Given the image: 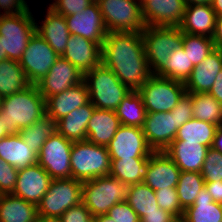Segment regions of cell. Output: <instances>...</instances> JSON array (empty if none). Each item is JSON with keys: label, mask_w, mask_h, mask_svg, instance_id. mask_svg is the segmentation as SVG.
Wrapping results in <instances>:
<instances>
[{"label": "cell", "mask_w": 222, "mask_h": 222, "mask_svg": "<svg viewBox=\"0 0 222 222\" xmlns=\"http://www.w3.org/2000/svg\"><path fill=\"white\" fill-rule=\"evenodd\" d=\"M73 141L55 132L42 146L37 163L52 179L71 178V148Z\"/></svg>", "instance_id": "cell-11"}, {"label": "cell", "mask_w": 222, "mask_h": 222, "mask_svg": "<svg viewBox=\"0 0 222 222\" xmlns=\"http://www.w3.org/2000/svg\"><path fill=\"white\" fill-rule=\"evenodd\" d=\"M35 222H62L60 217H45V216H37Z\"/></svg>", "instance_id": "cell-55"}, {"label": "cell", "mask_w": 222, "mask_h": 222, "mask_svg": "<svg viewBox=\"0 0 222 222\" xmlns=\"http://www.w3.org/2000/svg\"><path fill=\"white\" fill-rule=\"evenodd\" d=\"M36 24L30 9L16 15L0 14V39L7 59L21 60L28 41L36 31Z\"/></svg>", "instance_id": "cell-7"}, {"label": "cell", "mask_w": 222, "mask_h": 222, "mask_svg": "<svg viewBox=\"0 0 222 222\" xmlns=\"http://www.w3.org/2000/svg\"><path fill=\"white\" fill-rule=\"evenodd\" d=\"M203 187H205V180L201 172H180L176 191L179 203L184 211L193 205L199 191Z\"/></svg>", "instance_id": "cell-39"}, {"label": "cell", "mask_w": 222, "mask_h": 222, "mask_svg": "<svg viewBox=\"0 0 222 222\" xmlns=\"http://www.w3.org/2000/svg\"><path fill=\"white\" fill-rule=\"evenodd\" d=\"M57 132L56 121L48 115L35 121L32 125L19 131V135L25 144L34 152L39 154L46 140Z\"/></svg>", "instance_id": "cell-35"}, {"label": "cell", "mask_w": 222, "mask_h": 222, "mask_svg": "<svg viewBox=\"0 0 222 222\" xmlns=\"http://www.w3.org/2000/svg\"><path fill=\"white\" fill-rule=\"evenodd\" d=\"M194 67L181 46L170 53L167 63L155 75L185 83Z\"/></svg>", "instance_id": "cell-38"}, {"label": "cell", "mask_w": 222, "mask_h": 222, "mask_svg": "<svg viewBox=\"0 0 222 222\" xmlns=\"http://www.w3.org/2000/svg\"><path fill=\"white\" fill-rule=\"evenodd\" d=\"M0 157L17 170L37 164L38 154L31 150L18 134L0 139Z\"/></svg>", "instance_id": "cell-28"}, {"label": "cell", "mask_w": 222, "mask_h": 222, "mask_svg": "<svg viewBox=\"0 0 222 222\" xmlns=\"http://www.w3.org/2000/svg\"><path fill=\"white\" fill-rule=\"evenodd\" d=\"M141 33L151 73L156 74L167 63L170 53L181 47L183 32L179 26H146Z\"/></svg>", "instance_id": "cell-6"}, {"label": "cell", "mask_w": 222, "mask_h": 222, "mask_svg": "<svg viewBox=\"0 0 222 222\" xmlns=\"http://www.w3.org/2000/svg\"><path fill=\"white\" fill-rule=\"evenodd\" d=\"M142 17L146 26H179L184 18V0H143Z\"/></svg>", "instance_id": "cell-17"}, {"label": "cell", "mask_w": 222, "mask_h": 222, "mask_svg": "<svg viewBox=\"0 0 222 222\" xmlns=\"http://www.w3.org/2000/svg\"><path fill=\"white\" fill-rule=\"evenodd\" d=\"M115 222H140L137 213L127 201L115 204L107 213Z\"/></svg>", "instance_id": "cell-45"}, {"label": "cell", "mask_w": 222, "mask_h": 222, "mask_svg": "<svg viewBox=\"0 0 222 222\" xmlns=\"http://www.w3.org/2000/svg\"><path fill=\"white\" fill-rule=\"evenodd\" d=\"M25 0H0V9L4 10L2 15H16L24 13L29 9Z\"/></svg>", "instance_id": "cell-48"}, {"label": "cell", "mask_w": 222, "mask_h": 222, "mask_svg": "<svg viewBox=\"0 0 222 222\" xmlns=\"http://www.w3.org/2000/svg\"><path fill=\"white\" fill-rule=\"evenodd\" d=\"M89 101L97 108L115 111L131 90L102 63L83 74Z\"/></svg>", "instance_id": "cell-3"}, {"label": "cell", "mask_w": 222, "mask_h": 222, "mask_svg": "<svg viewBox=\"0 0 222 222\" xmlns=\"http://www.w3.org/2000/svg\"><path fill=\"white\" fill-rule=\"evenodd\" d=\"M1 104H2V97L0 96V108H1Z\"/></svg>", "instance_id": "cell-61"}, {"label": "cell", "mask_w": 222, "mask_h": 222, "mask_svg": "<svg viewBox=\"0 0 222 222\" xmlns=\"http://www.w3.org/2000/svg\"><path fill=\"white\" fill-rule=\"evenodd\" d=\"M211 147L222 153V124L217 128Z\"/></svg>", "instance_id": "cell-53"}, {"label": "cell", "mask_w": 222, "mask_h": 222, "mask_svg": "<svg viewBox=\"0 0 222 222\" xmlns=\"http://www.w3.org/2000/svg\"><path fill=\"white\" fill-rule=\"evenodd\" d=\"M148 167L149 158L111 160L109 175L130 186L144 181Z\"/></svg>", "instance_id": "cell-31"}, {"label": "cell", "mask_w": 222, "mask_h": 222, "mask_svg": "<svg viewBox=\"0 0 222 222\" xmlns=\"http://www.w3.org/2000/svg\"><path fill=\"white\" fill-rule=\"evenodd\" d=\"M89 222H97V220L93 217Z\"/></svg>", "instance_id": "cell-60"}, {"label": "cell", "mask_w": 222, "mask_h": 222, "mask_svg": "<svg viewBox=\"0 0 222 222\" xmlns=\"http://www.w3.org/2000/svg\"><path fill=\"white\" fill-rule=\"evenodd\" d=\"M36 32L46 40L59 56L65 51L71 35L65 17L50 7H48L45 19L40 26L36 24Z\"/></svg>", "instance_id": "cell-25"}, {"label": "cell", "mask_w": 222, "mask_h": 222, "mask_svg": "<svg viewBox=\"0 0 222 222\" xmlns=\"http://www.w3.org/2000/svg\"><path fill=\"white\" fill-rule=\"evenodd\" d=\"M110 160L127 158H149L154 152L148 145L143 129L120 125L113 139L107 145Z\"/></svg>", "instance_id": "cell-13"}, {"label": "cell", "mask_w": 222, "mask_h": 222, "mask_svg": "<svg viewBox=\"0 0 222 222\" xmlns=\"http://www.w3.org/2000/svg\"><path fill=\"white\" fill-rule=\"evenodd\" d=\"M222 70V49L216 48L196 65L185 82L186 93H208Z\"/></svg>", "instance_id": "cell-21"}, {"label": "cell", "mask_w": 222, "mask_h": 222, "mask_svg": "<svg viewBox=\"0 0 222 222\" xmlns=\"http://www.w3.org/2000/svg\"><path fill=\"white\" fill-rule=\"evenodd\" d=\"M6 54H3L2 39H0V61L6 60Z\"/></svg>", "instance_id": "cell-59"}, {"label": "cell", "mask_w": 222, "mask_h": 222, "mask_svg": "<svg viewBox=\"0 0 222 222\" xmlns=\"http://www.w3.org/2000/svg\"><path fill=\"white\" fill-rule=\"evenodd\" d=\"M147 113L171 111L186 93L185 83L152 74L138 90Z\"/></svg>", "instance_id": "cell-9"}, {"label": "cell", "mask_w": 222, "mask_h": 222, "mask_svg": "<svg viewBox=\"0 0 222 222\" xmlns=\"http://www.w3.org/2000/svg\"><path fill=\"white\" fill-rule=\"evenodd\" d=\"M101 63L131 91H138L152 75L141 32H108Z\"/></svg>", "instance_id": "cell-1"}, {"label": "cell", "mask_w": 222, "mask_h": 222, "mask_svg": "<svg viewBox=\"0 0 222 222\" xmlns=\"http://www.w3.org/2000/svg\"><path fill=\"white\" fill-rule=\"evenodd\" d=\"M192 97L193 118L214 125L222 124V104L209 93H188Z\"/></svg>", "instance_id": "cell-37"}, {"label": "cell", "mask_w": 222, "mask_h": 222, "mask_svg": "<svg viewBox=\"0 0 222 222\" xmlns=\"http://www.w3.org/2000/svg\"><path fill=\"white\" fill-rule=\"evenodd\" d=\"M142 129L153 151H164L178 131L175 114L172 111L147 113Z\"/></svg>", "instance_id": "cell-16"}, {"label": "cell", "mask_w": 222, "mask_h": 222, "mask_svg": "<svg viewBox=\"0 0 222 222\" xmlns=\"http://www.w3.org/2000/svg\"><path fill=\"white\" fill-rule=\"evenodd\" d=\"M217 128V125L192 118L178 129L174 140L197 142L198 144L211 147Z\"/></svg>", "instance_id": "cell-34"}, {"label": "cell", "mask_w": 222, "mask_h": 222, "mask_svg": "<svg viewBox=\"0 0 222 222\" xmlns=\"http://www.w3.org/2000/svg\"><path fill=\"white\" fill-rule=\"evenodd\" d=\"M5 125L2 121V114L0 113V139H3L4 137L8 136L9 134L5 131Z\"/></svg>", "instance_id": "cell-57"}, {"label": "cell", "mask_w": 222, "mask_h": 222, "mask_svg": "<svg viewBox=\"0 0 222 222\" xmlns=\"http://www.w3.org/2000/svg\"><path fill=\"white\" fill-rule=\"evenodd\" d=\"M97 222H115L112 218H110L107 214L105 215H99L94 217Z\"/></svg>", "instance_id": "cell-58"}, {"label": "cell", "mask_w": 222, "mask_h": 222, "mask_svg": "<svg viewBox=\"0 0 222 222\" xmlns=\"http://www.w3.org/2000/svg\"><path fill=\"white\" fill-rule=\"evenodd\" d=\"M158 206L173 214L179 221H181L184 210L179 203L176 188L168 187V189H159L155 191Z\"/></svg>", "instance_id": "cell-41"}, {"label": "cell", "mask_w": 222, "mask_h": 222, "mask_svg": "<svg viewBox=\"0 0 222 222\" xmlns=\"http://www.w3.org/2000/svg\"><path fill=\"white\" fill-rule=\"evenodd\" d=\"M201 175L205 182L222 181V153L209 148L203 164Z\"/></svg>", "instance_id": "cell-42"}, {"label": "cell", "mask_w": 222, "mask_h": 222, "mask_svg": "<svg viewBox=\"0 0 222 222\" xmlns=\"http://www.w3.org/2000/svg\"><path fill=\"white\" fill-rule=\"evenodd\" d=\"M192 110V97L185 93L171 110L175 114L177 129L193 118Z\"/></svg>", "instance_id": "cell-46"}, {"label": "cell", "mask_w": 222, "mask_h": 222, "mask_svg": "<svg viewBox=\"0 0 222 222\" xmlns=\"http://www.w3.org/2000/svg\"><path fill=\"white\" fill-rule=\"evenodd\" d=\"M18 178V170L0 157V191L12 194Z\"/></svg>", "instance_id": "cell-44"}, {"label": "cell", "mask_w": 222, "mask_h": 222, "mask_svg": "<svg viewBox=\"0 0 222 222\" xmlns=\"http://www.w3.org/2000/svg\"><path fill=\"white\" fill-rule=\"evenodd\" d=\"M120 125L115 111L95 108L87 126V141L107 147Z\"/></svg>", "instance_id": "cell-26"}, {"label": "cell", "mask_w": 222, "mask_h": 222, "mask_svg": "<svg viewBox=\"0 0 222 222\" xmlns=\"http://www.w3.org/2000/svg\"><path fill=\"white\" fill-rule=\"evenodd\" d=\"M180 222H222V203L214 202L203 187L193 205L184 211Z\"/></svg>", "instance_id": "cell-29"}, {"label": "cell", "mask_w": 222, "mask_h": 222, "mask_svg": "<svg viewBox=\"0 0 222 222\" xmlns=\"http://www.w3.org/2000/svg\"><path fill=\"white\" fill-rule=\"evenodd\" d=\"M37 205L13 194H3L0 199V222H35Z\"/></svg>", "instance_id": "cell-30"}, {"label": "cell", "mask_w": 222, "mask_h": 222, "mask_svg": "<svg viewBox=\"0 0 222 222\" xmlns=\"http://www.w3.org/2000/svg\"><path fill=\"white\" fill-rule=\"evenodd\" d=\"M83 182L74 178L52 179L47 193L37 205L38 215L61 217L73 206L82 202Z\"/></svg>", "instance_id": "cell-10"}, {"label": "cell", "mask_w": 222, "mask_h": 222, "mask_svg": "<svg viewBox=\"0 0 222 222\" xmlns=\"http://www.w3.org/2000/svg\"><path fill=\"white\" fill-rule=\"evenodd\" d=\"M210 5L217 16L222 15V0H212Z\"/></svg>", "instance_id": "cell-54"}, {"label": "cell", "mask_w": 222, "mask_h": 222, "mask_svg": "<svg viewBox=\"0 0 222 222\" xmlns=\"http://www.w3.org/2000/svg\"><path fill=\"white\" fill-rule=\"evenodd\" d=\"M82 81L83 74L68 60L59 56L48 73L36 85L46 100L48 97L61 93Z\"/></svg>", "instance_id": "cell-15"}, {"label": "cell", "mask_w": 222, "mask_h": 222, "mask_svg": "<svg viewBox=\"0 0 222 222\" xmlns=\"http://www.w3.org/2000/svg\"><path fill=\"white\" fill-rule=\"evenodd\" d=\"M181 46L194 66L216 49L212 38L188 33H183Z\"/></svg>", "instance_id": "cell-40"}, {"label": "cell", "mask_w": 222, "mask_h": 222, "mask_svg": "<svg viewBox=\"0 0 222 222\" xmlns=\"http://www.w3.org/2000/svg\"><path fill=\"white\" fill-rule=\"evenodd\" d=\"M30 83L18 61H0V96L5 98L24 90Z\"/></svg>", "instance_id": "cell-32"}, {"label": "cell", "mask_w": 222, "mask_h": 222, "mask_svg": "<svg viewBox=\"0 0 222 222\" xmlns=\"http://www.w3.org/2000/svg\"><path fill=\"white\" fill-rule=\"evenodd\" d=\"M128 185L111 175L83 182L82 203L92 217L105 215L117 203L127 201Z\"/></svg>", "instance_id": "cell-4"}, {"label": "cell", "mask_w": 222, "mask_h": 222, "mask_svg": "<svg viewBox=\"0 0 222 222\" xmlns=\"http://www.w3.org/2000/svg\"><path fill=\"white\" fill-rule=\"evenodd\" d=\"M121 125L143 128L146 108L138 91H131L115 110Z\"/></svg>", "instance_id": "cell-33"}, {"label": "cell", "mask_w": 222, "mask_h": 222, "mask_svg": "<svg viewBox=\"0 0 222 222\" xmlns=\"http://www.w3.org/2000/svg\"><path fill=\"white\" fill-rule=\"evenodd\" d=\"M61 57L84 74L101 64L102 46L83 37L70 35Z\"/></svg>", "instance_id": "cell-19"}, {"label": "cell", "mask_w": 222, "mask_h": 222, "mask_svg": "<svg viewBox=\"0 0 222 222\" xmlns=\"http://www.w3.org/2000/svg\"><path fill=\"white\" fill-rule=\"evenodd\" d=\"M208 93L222 104V70L218 73L216 80Z\"/></svg>", "instance_id": "cell-51"}, {"label": "cell", "mask_w": 222, "mask_h": 222, "mask_svg": "<svg viewBox=\"0 0 222 222\" xmlns=\"http://www.w3.org/2000/svg\"><path fill=\"white\" fill-rule=\"evenodd\" d=\"M217 15L211 5H189L185 8L184 18L179 25L183 33L202 35L212 38Z\"/></svg>", "instance_id": "cell-24"}, {"label": "cell", "mask_w": 222, "mask_h": 222, "mask_svg": "<svg viewBox=\"0 0 222 222\" xmlns=\"http://www.w3.org/2000/svg\"><path fill=\"white\" fill-rule=\"evenodd\" d=\"M127 202L140 219L147 213L160 212L155 191L144 182L128 187Z\"/></svg>", "instance_id": "cell-36"}, {"label": "cell", "mask_w": 222, "mask_h": 222, "mask_svg": "<svg viewBox=\"0 0 222 222\" xmlns=\"http://www.w3.org/2000/svg\"><path fill=\"white\" fill-rule=\"evenodd\" d=\"M209 148L197 142L174 140L164 152L181 171L201 172Z\"/></svg>", "instance_id": "cell-22"}, {"label": "cell", "mask_w": 222, "mask_h": 222, "mask_svg": "<svg viewBox=\"0 0 222 222\" xmlns=\"http://www.w3.org/2000/svg\"><path fill=\"white\" fill-rule=\"evenodd\" d=\"M71 178L85 182L110 173V155L106 146L89 141H74L70 156Z\"/></svg>", "instance_id": "cell-5"}, {"label": "cell", "mask_w": 222, "mask_h": 222, "mask_svg": "<svg viewBox=\"0 0 222 222\" xmlns=\"http://www.w3.org/2000/svg\"><path fill=\"white\" fill-rule=\"evenodd\" d=\"M140 222H180L173 214L160 208V212H152L144 215Z\"/></svg>", "instance_id": "cell-49"}, {"label": "cell", "mask_w": 222, "mask_h": 222, "mask_svg": "<svg viewBox=\"0 0 222 222\" xmlns=\"http://www.w3.org/2000/svg\"><path fill=\"white\" fill-rule=\"evenodd\" d=\"M212 0H184L186 6L189 5H198V4H207L210 5Z\"/></svg>", "instance_id": "cell-56"}, {"label": "cell", "mask_w": 222, "mask_h": 222, "mask_svg": "<svg viewBox=\"0 0 222 222\" xmlns=\"http://www.w3.org/2000/svg\"><path fill=\"white\" fill-rule=\"evenodd\" d=\"M181 170L164 151H154L149 156V167L144 183L154 191L176 188Z\"/></svg>", "instance_id": "cell-20"}, {"label": "cell", "mask_w": 222, "mask_h": 222, "mask_svg": "<svg viewBox=\"0 0 222 222\" xmlns=\"http://www.w3.org/2000/svg\"><path fill=\"white\" fill-rule=\"evenodd\" d=\"M215 48L222 49V15L217 16L215 31L212 36Z\"/></svg>", "instance_id": "cell-52"}, {"label": "cell", "mask_w": 222, "mask_h": 222, "mask_svg": "<svg viewBox=\"0 0 222 222\" xmlns=\"http://www.w3.org/2000/svg\"><path fill=\"white\" fill-rule=\"evenodd\" d=\"M52 177L37 163L18 170L13 195L38 205L47 193Z\"/></svg>", "instance_id": "cell-18"}, {"label": "cell", "mask_w": 222, "mask_h": 222, "mask_svg": "<svg viewBox=\"0 0 222 222\" xmlns=\"http://www.w3.org/2000/svg\"><path fill=\"white\" fill-rule=\"evenodd\" d=\"M205 188L214 202L222 203V181L205 182Z\"/></svg>", "instance_id": "cell-50"}, {"label": "cell", "mask_w": 222, "mask_h": 222, "mask_svg": "<svg viewBox=\"0 0 222 222\" xmlns=\"http://www.w3.org/2000/svg\"><path fill=\"white\" fill-rule=\"evenodd\" d=\"M92 218L90 211L82 202L65 211L60 217L62 222H89Z\"/></svg>", "instance_id": "cell-47"}, {"label": "cell", "mask_w": 222, "mask_h": 222, "mask_svg": "<svg viewBox=\"0 0 222 222\" xmlns=\"http://www.w3.org/2000/svg\"><path fill=\"white\" fill-rule=\"evenodd\" d=\"M108 32H142L146 25L138 0H96Z\"/></svg>", "instance_id": "cell-8"}, {"label": "cell", "mask_w": 222, "mask_h": 222, "mask_svg": "<svg viewBox=\"0 0 222 222\" xmlns=\"http://www.w3.org/2000/svg\"><path fill=\"white\" fill-rule=\"evenodd\" d=\"M55 2L49 5L56 13L65 16L81 13L94 0H54Z\"/></svg>", "instance_id": "cell-43"}, {"label": "cell", "mask_w": 222, "mask_h": 222, "mask_svg": "<svg viewBox=\"0 0 222 222\" xmlns=\"http://www.w3.org/2000/svg\"><path fill=\"white\" fill-rule=\"evenodd\" d=\"M89 101L88 88L84 81L46 99V115L58 121Z\"/></svg>", "instance_id": "cell-23"}, {"label": "cell", "mask_w": 222, "mask_h": 222, "mask_svg": "<svg viewBox=\"0 0 222 222\" xmlns=\"http://www.w3.org/2000/svg\"><path fill=\"white\" fill-rule=\"evenodd\" d=\"M2 196H3V193L0 191V199H1Z\"/></svg>", "instance_id": "cell-62"}, {"label": "cell", "mask_w": 222, "mask_h": 222, "mask_svg": "<svg viewBox=\"0 0 222 222\" xmlns=\"http://www.w3.org/2000/svg\"><path fill=\"white\" fill-rule=\"evenodd\" d=\"M0 113L5 131L15 135L46 115V100L37 85L30 84L20 92L2 98Z\"/></svg>", "instance_id": "cell-2"}, {"label": "cell", "mask_w": 222, "mask_h": 222, "mask_svg": "<svg viewBox=\"0 0 222 222\" xmlns=\"http://www.w3.org/2000/svg\"><path fill=\"white\" fill-rule=\"evenodd\" d=\"M96 107L88 101L56 121L57 132L71 141H86L87 126Z\"/></svg>", "instance_id": "cell-27"}, {"label": "cell", "mask_w": 222, "mask_h": 222, "mask_svg": "<svg viewBox=\"0 0 222 222\" xmlns=\"http://www.w3.org/2000/svg\"><path fill=\"white\" fill-rule=\"evenodd\" d=\"M65 20L71 35L83 37L102 46L108 30L96 1L81 13L65 16Z\"/></svg>", "instance_id": "cell-14"}, {"label": "cell", "mask_w": 222, "mask_h": 222, "mask_svg": "<svg viewBox=\"0 0 222 222\" xmlns=\"http://www.w3.org/2000/svg\"><path fill=\"white\" fill-rule=\"evenodd\" d=\"M59 55L36 31L28 41L19 61L28 82L36 85L48 73Z\"/></svg>", "instance_id": "cell-12"}]
</instances>
